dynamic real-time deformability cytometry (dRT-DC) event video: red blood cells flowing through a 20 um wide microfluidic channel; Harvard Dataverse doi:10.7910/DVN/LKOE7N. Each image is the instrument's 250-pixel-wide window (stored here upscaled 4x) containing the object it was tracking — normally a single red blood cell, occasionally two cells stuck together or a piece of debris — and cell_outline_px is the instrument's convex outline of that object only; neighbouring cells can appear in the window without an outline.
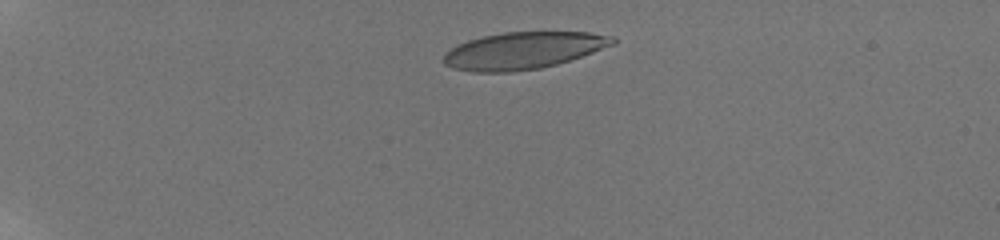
{"species": "human", "species_latin": "Homo sapiens", "temperature_condition": "room temperature", "stored_images_in_passage": 12, "camera_frame_rate_fps": 3000, "um_per_image_px": 0.085, "donor": {"sex": "male"}, "frame": {"image": 1, "passage_image": 1, "time_ms": 0.0, "image_size_px": [1000, 240], "cell_outline_px": [[616, 44], [556, 64], [540, 68], [508, 72], [472, 72], [452, 68], [444, 64], [444, 56], [452, 48], [468, 40], [484, 36], [504, 32], [588, 32], [616, 36]], "centroid_in_image_um": [44.5, 4.29], "position_along_channel_um": 40.5, "area_um2": 36.18}}
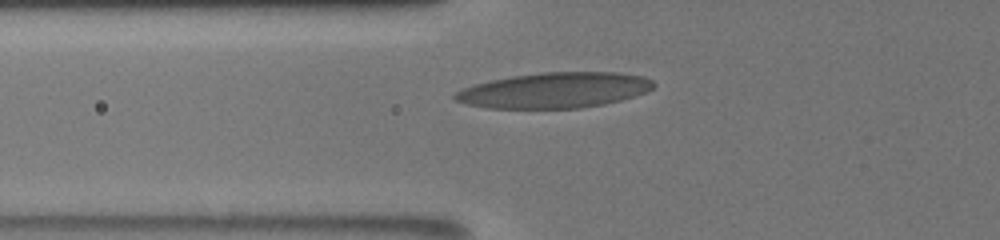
{"frame": {"image": 2, "passage_image": 6, "time_ms": 3.0, "image_size_px": [1000, 240], "cell_outline_px": [[656, 84], [648, 92], [636, 96], [604, 104], [580, 108], [488, 108], [464, 104], [456, 100], [452, 96], [456, 92], [464, 88], [476, 84], [492, 80], [512, 76], [544, 72], [620, 72], [644, 76], [652, 80]], "centroid_in_image_um": [47.18, 7.67], "position_along_channel_um": 78.6, "area_um2": 41.15}}
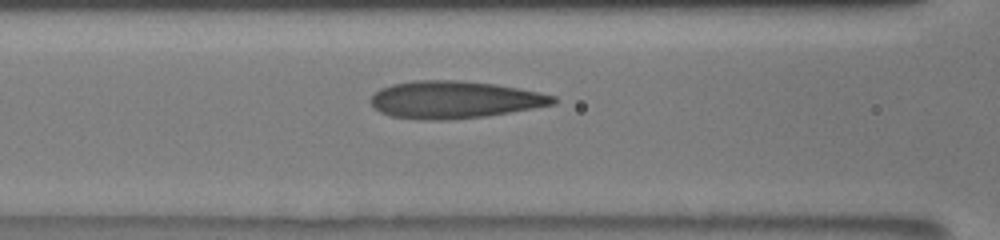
{"frame": {"image": 3, "passage_image": 9, "time_ms": 4.333, "image_size_px": [1000, 240], "cell_outline_px": [[556, 104], [484, 116], [448, 120], [416, 120], [392, 116], [380, 112], [368, 100], [380, 88], [392, 84], [412, 80], [460, 80], [496, 84], [556, 96]], "centroid_in_image_um": [38.58, 8.47], "position_along_channel_um": 128.0, "area_um2": 39.65}}